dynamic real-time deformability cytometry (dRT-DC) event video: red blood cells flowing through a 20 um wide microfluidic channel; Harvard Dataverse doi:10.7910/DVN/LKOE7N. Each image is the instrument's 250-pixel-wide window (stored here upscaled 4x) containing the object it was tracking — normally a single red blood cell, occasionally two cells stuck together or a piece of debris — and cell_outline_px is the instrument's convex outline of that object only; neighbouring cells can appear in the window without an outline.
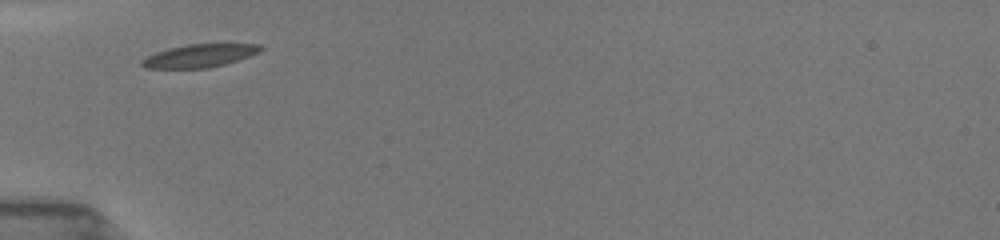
{"species": "common noctule bat (a hibernating species)", "species_latin": "Nyctalus noctula", "temperature_condition": "room temperature", "stored_images_in_passage": 30, "camera_frame_rate_fps": 3000, "um_per_image_px": 0.085, "animal": {"sex": "female", "body_mass_g": 19.5, "forearm_length_mm": 54.1}, "frame": {"image": 1, "passage_image": 1, "time_ms": 0.0, "image_size_px": [1000, 240], "cell_outline_px": [[264, 48], [260, 52], [224, 64], [208, 68], [144, 68], [140, 64], [140, 60], [156, 52], [168, 48], [188, 44], [260, 44]], "centroid_in_image_um": [16.94, 4.73], "position_along_channel_um": 68.1, "area_um2": 15.84}}
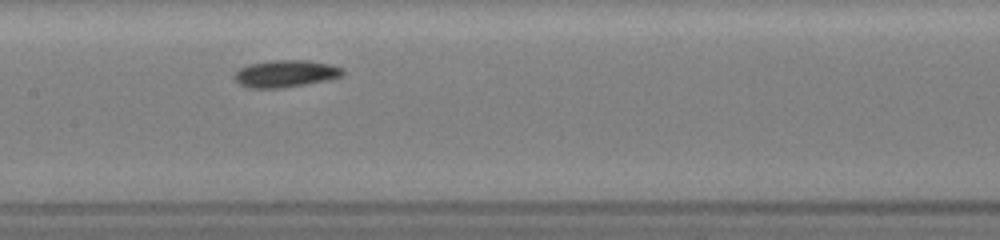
{"frame": {"image": 2, "passage_image": 7, "time_ms": 3.0, "image_size_px": [1000, 240], "cell_outline_px": [[344, 72], [340, 76], [328, 80], [280, 88], [248, 88], [240, 84], [232, 76], [240, 68], [248, 64], [268, 60], [304, 60], [332, 64], [344, 68]], "centroid_in_image_um": [24.26, 6.25], "position_along_channel_um": 183.1, "area_um2": 17.17}}
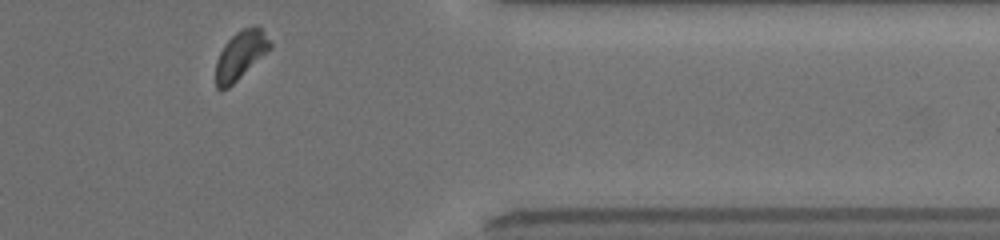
{"frame": {"image": 3, "passage_image": 28, "time_ms": 8.667, "image_size_px": [1000, 240], "cell_outline_px": [[272, 48], [228, 88], [220, 92], [216, 88], [216, 60], [224, 44], [236, 32], [244, 28], [256, 24], [260, 24], [272, 44]], "centroid_in_image_um": [20.46, 4.67], "position_along_channel_um": 390.9, "area_um2": 15.49}, "authors_computed_cell_mechanics": {"area_um2": 16.0973, "velocity_mm_per_s": 3.9116, "shape_relaxation_time_tau1_ms": 1.4175, "shape_relaxation_time_tau2_ms": 3.5466, "deformation_change_tau1": 0.0973, "deformation_change_tau2": 0.082}}